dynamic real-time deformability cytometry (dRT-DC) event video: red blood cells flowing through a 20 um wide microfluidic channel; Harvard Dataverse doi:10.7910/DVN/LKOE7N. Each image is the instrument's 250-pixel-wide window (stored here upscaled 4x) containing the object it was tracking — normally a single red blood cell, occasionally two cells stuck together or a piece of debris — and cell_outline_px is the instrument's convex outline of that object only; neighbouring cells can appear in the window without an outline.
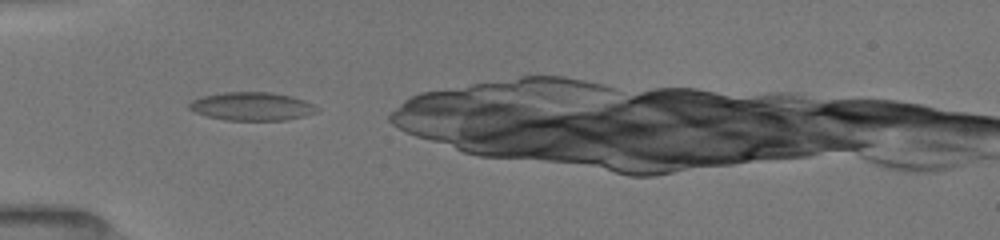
{"species": "common noctule bat (a hibernating species)", "species_latin": "Nyctalus noctula", "temperature_condition": "room temperature", "stored_images_in_passage": 27, "camera_frame_rate_fps": 3000, "um_per_image_px": 0.085, "animal": {"sex": "female", "body_mass_g": 19.5, "forearm_length_mm": 54.1}, "frame": {"image": 1, "passage_image": 2, "time_ms": 0.333, "image_size_px": [1000, 240], "cell_outline_px": [[320, 112], [304, 116], [284, 120], [224, 120], [208, 116], [196, 112], [188, 108], [188, 104], [192, 100], [200, 96], [224, 92], [272, 92], [292, 96], [304, 100], [320, 108]], "centroid_in_image_um": [21.43, 9.03], "position_along_channel_um": 63.6, "area_um2": 21.21}}
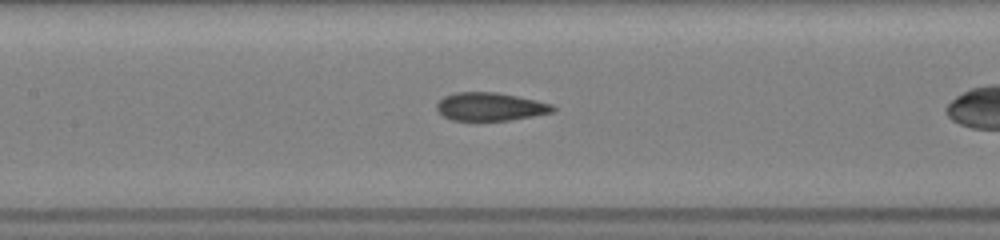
{"frame": {"image": 2, "passage_image": 10, "time_ms": 3.0, "image_size_px": [1000, 240], "cell_outline_px": [[556, 108], [552, 112], [532, 116], [508, 120], [452, 120], [444, 116], [436, 108], [436, 104], [444, 96], [456, 92], [496, 92], [536, 100], [552, 104]], "centroid_in_image_um": [41.66, 9.06], "position_along_channel_um": 165.7, "area_um2": 18.84}}
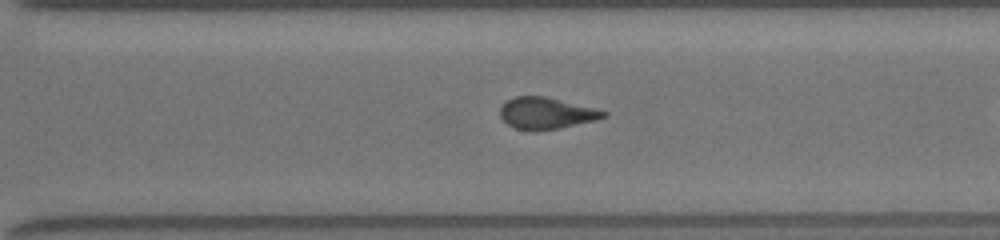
{"frame": {"image": 3, "passage_image": 22, "time_ms": 7.0, "image_size_px": [1000, 240], "cell_outline_px": [[608, 116], [596, 120], [560, 128], [516, 128], [508, 124], [500, 116], [500, 108], [508, 100], [516, 96], [544, 96], [608, 112]], "centroid_in_image_um": [46.45, 9.6], "position_along_channel_um": 324.2, "area_um2": 18.21}}